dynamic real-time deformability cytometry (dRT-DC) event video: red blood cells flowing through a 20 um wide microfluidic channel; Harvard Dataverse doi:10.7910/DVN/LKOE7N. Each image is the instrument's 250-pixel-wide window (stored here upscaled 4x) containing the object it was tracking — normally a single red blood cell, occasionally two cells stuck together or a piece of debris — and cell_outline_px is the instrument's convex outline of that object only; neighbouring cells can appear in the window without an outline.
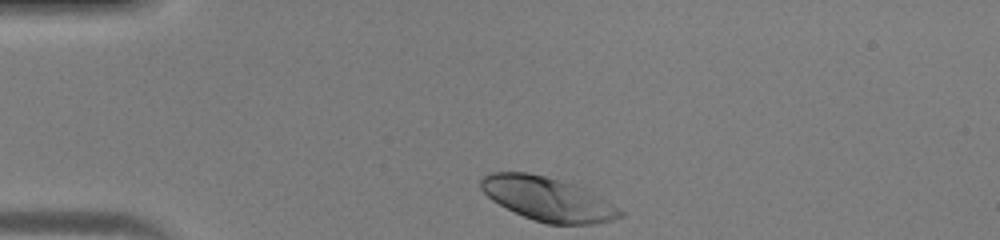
{"species": "human", "species_latin": "Homo sapiens", "temperature_condition": "warm", "stored_images_in_passage": 28, "camera_frame_rate_fps": 3000, "um_per_image_px": 0.085, "donor": {"sex": "male"}, "frame": {"image": 1, "passage_image": 1, "time_ms": 0.0, "image_size_px": [1000, 240], "cell_outline_px": [[624, 216], [612, 220], [592, 224], [548, 224], [524, 216], [492, 200], [480, 188], [480, 180], [484, 176], [492, 172], [528, 172], [560, 180], [584, 188], [612, 204], [624, 212]], "centroid_in_image_um": [46.55, 16.91], "position_along_channel_um": 38.4, "area_um2": 35.03}}
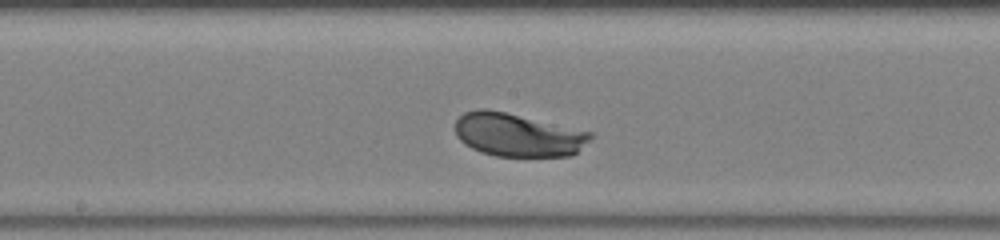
{"frame": {"image": 2, "passage_image": 15, "time_ms": 4.667, "image_size_px": [1000, 240], "cell_outline_px": [[592, 136], [572, 156], [496, 156], [480, 152], [464, 144], [456, 136], [456, 120], [464, 112], [476, 108], [484, 108], [504, 112], [592, 132]], "centroid_in_image_um": [43.96, 11.46], "position_along_channel_um": 204.2, "area_um2": 33.81}}
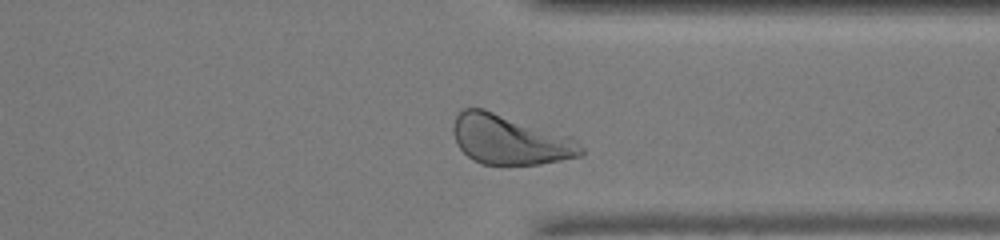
{"frame": {"image": 3, "passage_image": 26, "time_ms": 8.333, "image_size_px": [1000, 240], "cell_outline_px": [[584, 156], [540, 164], [480, 164], [472, 160], [456, 144], [452, 132], [452, 124], [456, 116], [464, 108], [484, 108], [572, 136], [584, 148]], "centroid_in_image_um": [43.36, 11.87], "position_along_channel_um": 368.0, "area_um2": 37.45}}